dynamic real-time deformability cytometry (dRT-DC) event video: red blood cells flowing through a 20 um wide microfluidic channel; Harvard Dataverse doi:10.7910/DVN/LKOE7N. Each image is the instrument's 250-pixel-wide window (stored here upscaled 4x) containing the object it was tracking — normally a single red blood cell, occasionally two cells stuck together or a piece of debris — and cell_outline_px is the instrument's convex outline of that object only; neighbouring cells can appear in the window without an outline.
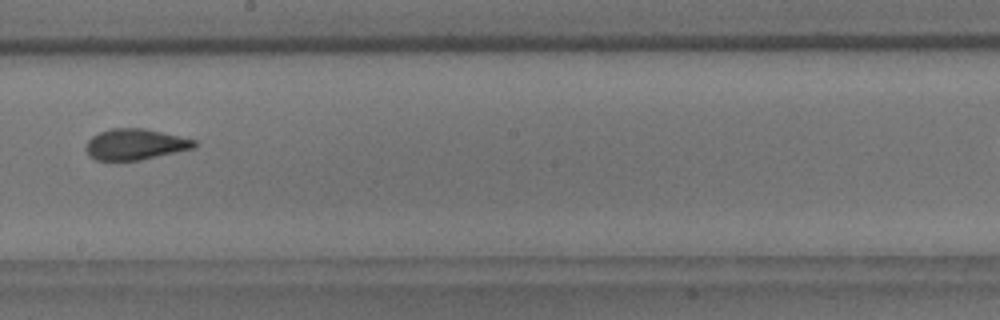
{"species": "common noctule bat (a hibernating species)", "species_latin": "Nyctalus noctula", "temperature_condition": "room temperature", "stored_images_in_passage": 5, "camera_frame_rate_fps": 3000, "um_per_image_px": 0.085, "animal": {"sex": "male", "body_mass_g": 18.8}, "frame": {"image": 1, "passage_image": 5, "time_ms": 4.333, "image_size_px": [1000, 320], "cell_outline_px": [[196, 148], [140, 160], [96, 160], [88, 156], [84, 148], [88, 140], [92, 136], [100, 132], [112, 128], [144, 128], [196, 140]], "centroid_in_image_um": [11.47, 12.27], "position_along_channel_um": 236.7, "area_um2": 19.59}}